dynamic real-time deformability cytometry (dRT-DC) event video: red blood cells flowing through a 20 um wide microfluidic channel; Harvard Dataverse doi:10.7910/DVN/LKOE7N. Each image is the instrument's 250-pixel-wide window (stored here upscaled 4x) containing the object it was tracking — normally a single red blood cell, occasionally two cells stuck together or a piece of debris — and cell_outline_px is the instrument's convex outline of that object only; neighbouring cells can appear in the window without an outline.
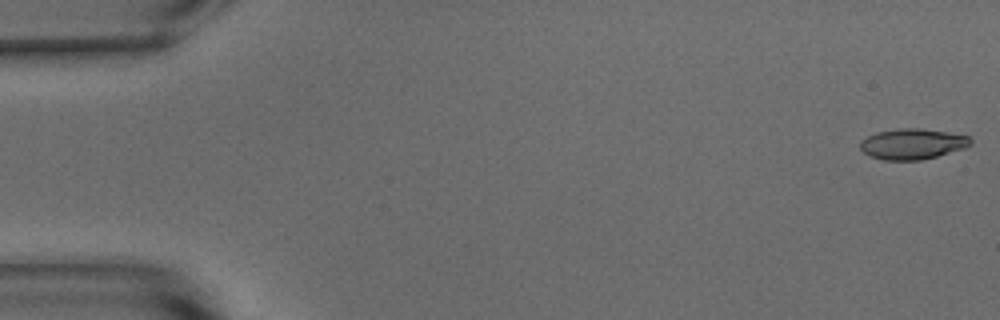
{"species": "common noctule bat (a hibernating species)", "species_latin": "Nyctalus noctula", "temperature_condition": "warm", "stored_images_in_passage": 50, "camera_frame_rate_fps": 3000, "um_per_image_px": 0.085, "animal": {"sex": "male", "body_mass_g": 15.6}, "frame": {"image": 1, "passage_image": 1, "time_ms": 0.0, "image_size_px": [1000, 320], "cell_outline_px": [[972, 144], [964, 148], [936, 156], [920, 160], [884, 160], [868, 156], [860, 148], [860, 140], [876, 132], [900, 128], [920, 128], [948, 132], [968, 136], [972, 140]], "centroid_in_image_um": [77.53, 12.23], "position_along_channel_um": 7.5, "area_um2": 19.71}}
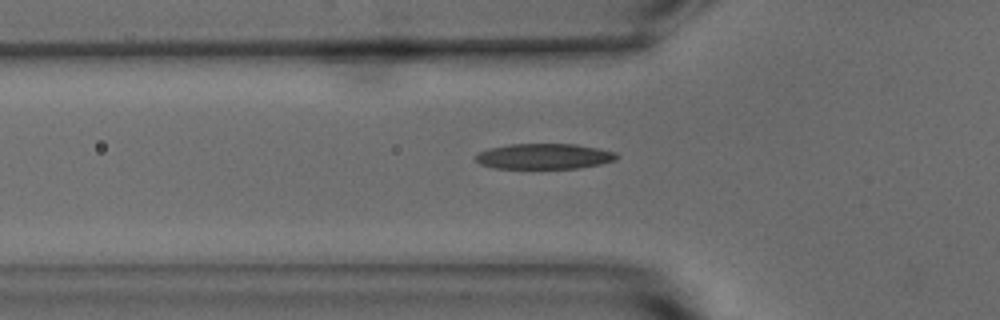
{"frame": {"image": 2, "passage_image": 18, "time_ms": 5.667, "image_size_px": [1000, 320], "cell_outline_px": [[620, 156], [616, 160], [600, 164], [576, 168], [492, 168], [480, 164], [472, 156], [488, 148], [508, 144], [576, 144], [616, 152]], "centroid_in_image_um": [46.22, 13.28], "position_along_channel_um": 79.6, "area_um2": 21.04}}
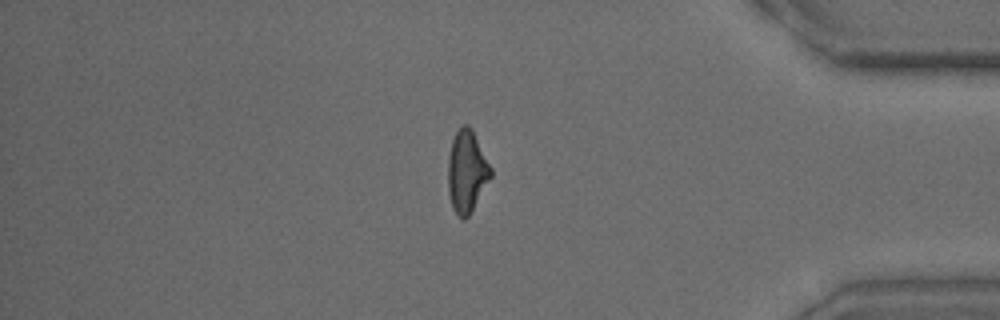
{"frame": {"image": 3, "passage_image": 45, "time_ms": 14.667, "image_size_px": [1000, 320], "cell_outline_px": [[492, 176], [468, 216], [464, 220], [452, 208], [448, 192], [448, 156], [452, 140], [460, 124], [468, 124], [472, 128], [492, 168]], "centroid_in_image_um": [39.67, 14.52], "position_along_channel_um": 395.5, "area_um2": 20.52}, "authors_computed_cell_mechanics": {"area_um2": 20.3745, "velocity_mm_per_s": 3.8275, "shape_relaxation_time_tau1_ms": 7.9915, "shape_relaxation_time_tau2_ms": 3.2077, "deformation_change_tau1": 0.2559, "deformation_change_tau2": 0.123}}